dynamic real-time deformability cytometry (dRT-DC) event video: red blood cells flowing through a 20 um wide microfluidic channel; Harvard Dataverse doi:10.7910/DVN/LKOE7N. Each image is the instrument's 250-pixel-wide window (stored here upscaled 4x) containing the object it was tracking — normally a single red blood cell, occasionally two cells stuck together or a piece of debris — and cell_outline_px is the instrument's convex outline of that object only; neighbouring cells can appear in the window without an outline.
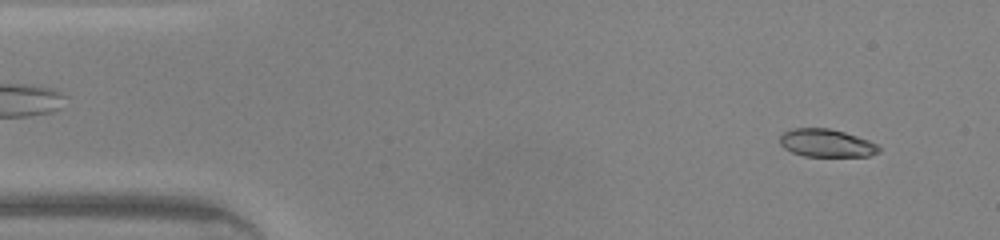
{"species": "common noctule bat (a hibernating species)", "species_latin": "Nyctalus noctula", "temperature_condition": "warm", "stored_images_in_passage": 45, "camera_frame_rate_fps": 3000, "um_per_image_px": 0.085, "animal": {"sex": "male", "body_mass_g": 20.0, "forearm_length_mm": 53.3}, "frame": {"image": 1, "passage_image": 3, "time_ms": 0.667, "image_size_px": [1000, 240], "cell_outline_px": [[880, 152], [868, 156], [804, 156], [792, 152], [784, 148], [780, 144], [780, 136], [784, 132], [792, 128], [828, 128], [844, 132], [868, 140], [876, 144], [880, 148]], "centroid_in_image_um": [70.23, 12.16], "position_along_channel_um": 14.8, "area_um2": 16.01}}
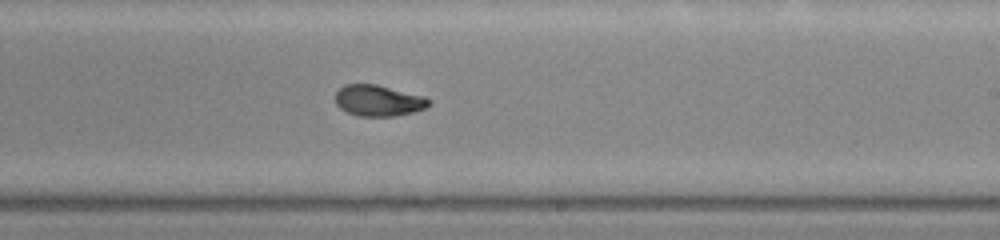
{"frame": {"image": 2, "passage_image": 26, "time_ms": 8.333, "image_size_px": [1000, 240], "cell_outline_px": [[432, 100], [424, 108], [412, 112], [392, 116], [356, 116], [340, 108], [336, 104], [336, 92], [344, 84], [376, 84], [424, 96]], "centroid_in_image_um": [32.14, 8.54], "position_along_channel_um": 256.9, "area_um2": 16.82}}
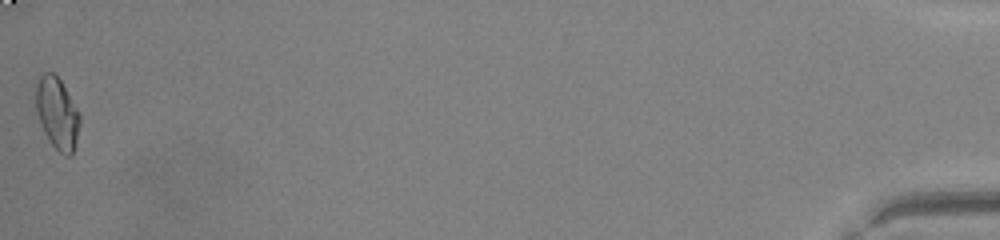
{"frame": {"image": 3, "passage_image": 45, "time_ms": 14.667, "image_size_px": [1000, 240], "cell_outline_px": [[80, 124], [72, 156], [64, 156], [52, 144], [44, 132], [36, 112], [36, 84], [40, 76], [44, 72], [52, 72], [60, 80], [80, 112]], "centroid_in_image_um": [4.87, 9.63], "position_along_channel_um": 430.3, "area_um2": 18.26}, "authors_computed_cell_mechanics": {"area_um2": 17.34, "velocity_mm_per_s": 4.3961, "shape_relaxation_time_tau1_ms": 6.8888, "shape_relaxation_time_tau2_ms": 1.1441, "deformation_change_tau1": 0.2212, "deformation_change_tau2": 0.0528}}